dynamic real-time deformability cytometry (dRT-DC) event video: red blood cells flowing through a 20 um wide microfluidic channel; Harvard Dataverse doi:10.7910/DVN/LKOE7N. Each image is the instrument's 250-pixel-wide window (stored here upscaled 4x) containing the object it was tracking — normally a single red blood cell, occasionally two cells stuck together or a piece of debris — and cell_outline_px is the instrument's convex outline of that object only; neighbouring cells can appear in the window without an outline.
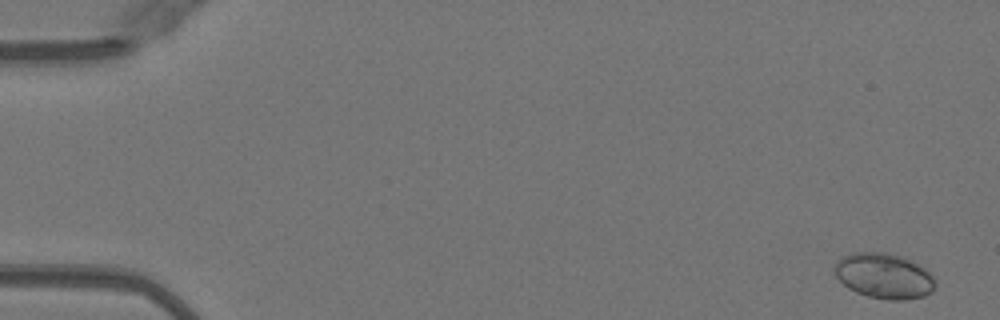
{"species": "Egyptian fruit bat (a non-hibernating species)", "species_latin": "Rousettus aegyptiacus", "temperature_condition": "warm", "stored_images_in_passage": 50, "camera_frame_rate_fps": 3000, "um_per_image_px": 0.085, "animal": {"sex": "female"}, "frame": {"image": 1, "passage_image": 1, "time_ms": 0.0, "image_size_px": [1000, 320], "cell_outline_px": [[936, 284], [932, 292], [924, 296], [904, 300], [888, 300], [868, 296], [856, 292], [848, 288], [836, 276], [836, 264], [844, 256], [852, 252], [888, 252], [900, 256], [920, 264], [936, 280]], "centroid_in_image_um": [75.18, 23.45], "position_along_channel_um": 9.8, "area_um2": 26.53}}
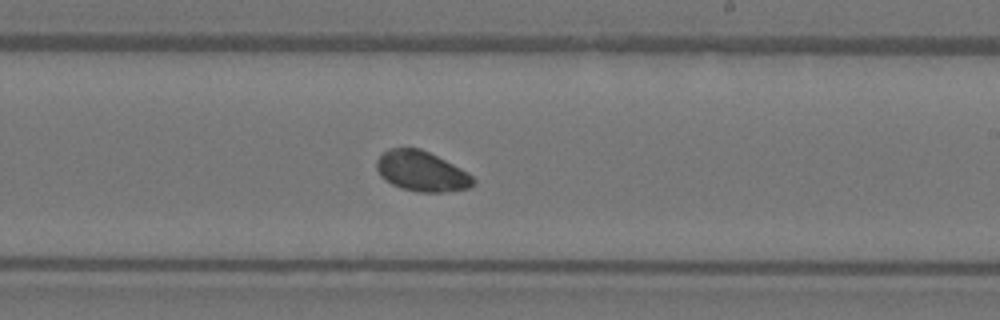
{"frame": {"image": 2, "passage_image": 30, "time_ms": 9.667, "image_size_px": [1000, 320], "cell_outline_px": [[476, 184], [468, 188], [444, 192], [416, 192], [400, 188], [384, 180], [380, 176], [376, 168], [376, 160], [388, 148], [420, 148], [468, 172], [476, 180]], "centroid_in_image_um": [35.82, 14.57], "position_along_channel_um": 253.2, "area_um2": 22.66}}
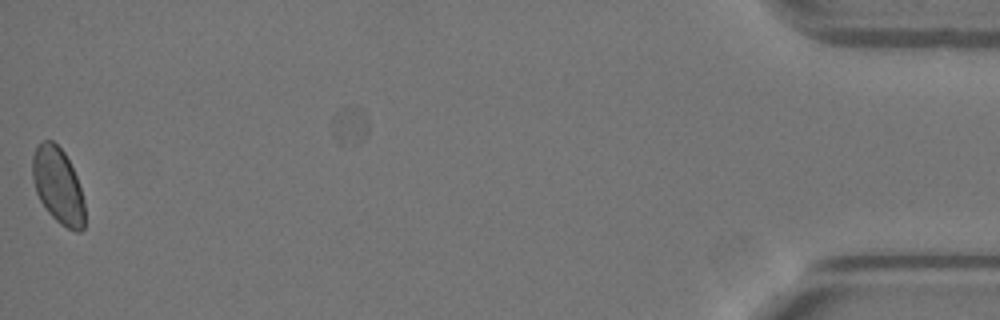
{"frame": {"image": 3, "passage_image": 50, "time_ms": 16.333, "image_size_px": [1000, 320], "cell_outline_px": [[84, 228], [80, 232], [76, 232], [60, 224], [48, 212], [40, 200], [36, 192], [32, 176], [32, 156], [36, 148], [44, 140], [52, 140], [64, 152], [76, 176], [84, 200]], "centroid_in_image_um": [4.93, 15.8], "position_along_channel_um": 430.3, "area_um2": 22.95}}